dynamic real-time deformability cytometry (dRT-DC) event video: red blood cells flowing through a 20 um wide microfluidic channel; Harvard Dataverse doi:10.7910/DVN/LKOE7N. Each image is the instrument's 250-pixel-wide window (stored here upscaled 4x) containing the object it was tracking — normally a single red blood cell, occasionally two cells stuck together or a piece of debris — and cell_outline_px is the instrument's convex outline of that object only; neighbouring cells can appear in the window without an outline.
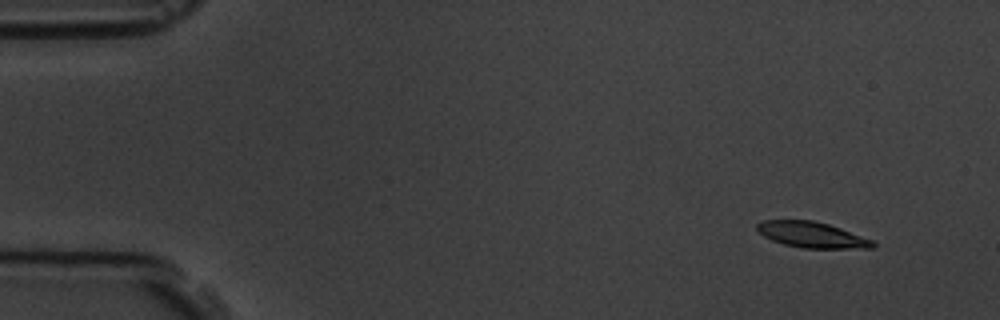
{"species": "common noctule bat (a hibernating species)", "species_latin": "Nyctalus noctula", "temperature_condition": "room temperature", "stored_images_in_passage": 8, "camera_frame_rate_fps": 3000, "um_per_image_px": 0.085, "animal": {"sex": "male", "body_mass_g": 19.5, "forearm_length_mm": 54.6}, "frame": {"image": 1, "passage_image": 2, "time_ms": 1.333, "image_size_px": [1000, 320], "cell_outline_px": [[876, 248], [804, 248], [784, 244], [772, 240], [764, 236], [756, 228], [756, 224], [764, 220], [812, 220], [828, 224], [840, 228], [872, 240], [876, 244]], "centroid_in_image_um": [69.01, 19.96], "position_along_channel_um": 16.0, "area_um2": 17.22}}
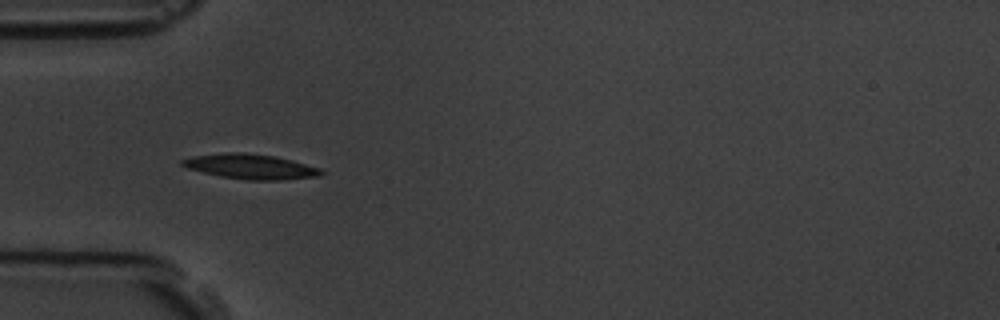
{"frame": {"image": 2, "passage_image": 6, "time_ms": 5.667, "image_size_px": [1000, 320], "cell_outline_px": [[324, 172], [320, 176], [284, 180], [248, 180], [220, 176], [188, 168], [180, 164], [180, 160], [192, 156], [228, 152], [244, 152], [276, 156], [292, 160], [320, 168]], "centroid_in_image_um": [21.32, 14.15], "position_along_channel_um": 63.7, "area_um2": 20.23}}
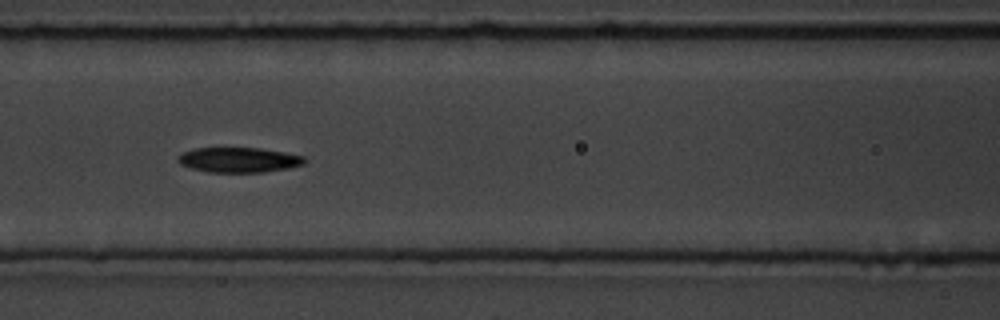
{"frame": {"image": 3, "passage_image": 8, "time_ms": 8.0, "image_size_px": [1000, 320], "cell_outline_px": [[304, 164], [288, 168], [264, 172], [208, 172], [192, 168], [180, 164], [176, 160], [184, 152], [192, 148], [260, 148], [284, 152], [304, 156]], "centroid_in_image_um": [20.29, 13.59], "position_along_channel_um": 146.3, "area_um2": 18.32}}